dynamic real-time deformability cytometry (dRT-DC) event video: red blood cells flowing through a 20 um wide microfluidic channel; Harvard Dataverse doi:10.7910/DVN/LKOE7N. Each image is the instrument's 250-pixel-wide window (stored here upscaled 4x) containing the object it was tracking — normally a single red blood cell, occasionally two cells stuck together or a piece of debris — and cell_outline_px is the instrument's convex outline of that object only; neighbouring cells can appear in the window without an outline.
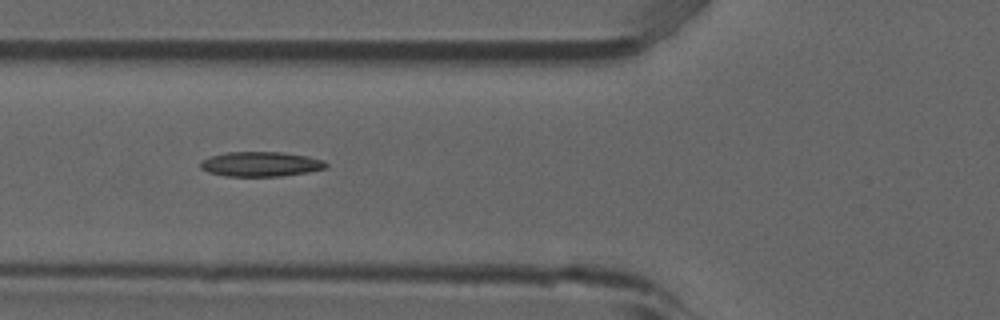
{"species": "common noctule bat (a hibernating species)", "species_latin": "Nyctalus noctula", "temperature_condition": "room temperature", "stored_images_in_passage": 6, "camera_frame_rate_fps": 3000, "um_per_image_px": 0.085, "animal": {"sex": "male", "forearm_length_mm": 52.5}, "frame": {"image": 1, "passage_image": 5, "time_ms": 1.333, "image_size_px": [1000, 320], "cell_outline_px": [[328, 168], [308, 172], [280, 176], [224, 176], [208, 172], [200, 168], [200, 160], [212, 156], [228, 152], [280, 152], [308, 156], [324, 160], [328, 164]], "centroid_in_image_um": [22.18, 13.95], "position_along_channel_um": 103.6, "area_um2": 18.21}}
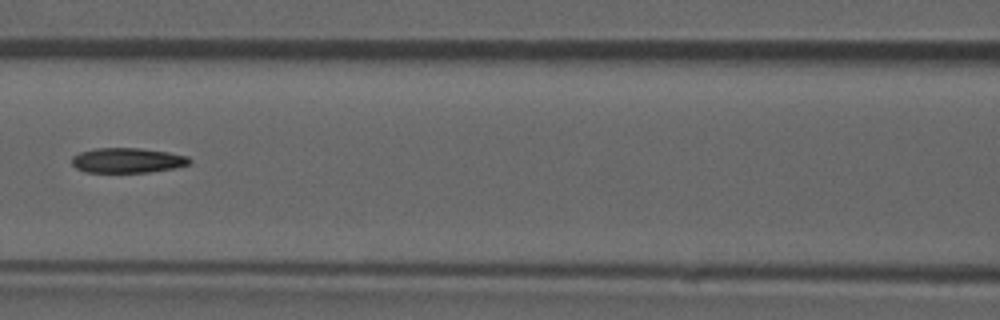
{"frame": {"image": 2, "passage_image": 6, "time_ms": 1.667, "image_size_px": [1000, 320], "cell_outline_px": [[192, 160], [188, 164], [176, 168], [148, 172], [84, 172], [76, 168], [72, 164], [72, 156], [80, 152], [96, 148], [140, 148], [168, 152], [188, 156]], "centroid_in_image_um": [10.83, 13.63], "position_along_channel_um": 155.8, "area_um2": 17.17}}